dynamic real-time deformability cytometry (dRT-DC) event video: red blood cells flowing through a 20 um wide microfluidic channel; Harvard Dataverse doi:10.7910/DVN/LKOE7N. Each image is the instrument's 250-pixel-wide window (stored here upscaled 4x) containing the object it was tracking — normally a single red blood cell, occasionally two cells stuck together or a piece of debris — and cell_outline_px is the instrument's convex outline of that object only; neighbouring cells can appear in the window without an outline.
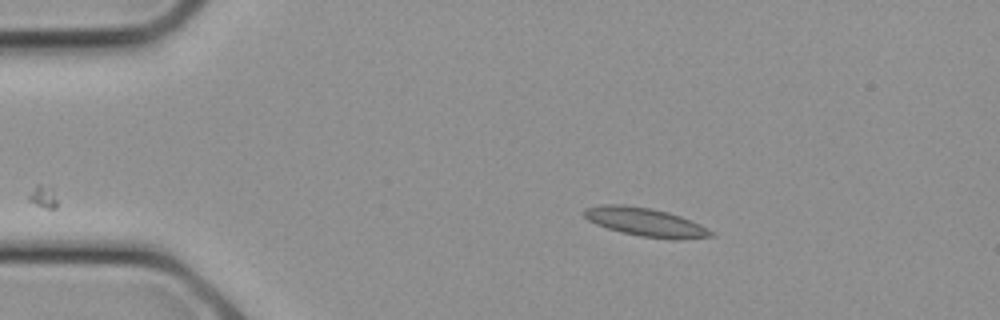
{"species": "common noctule bat (a hibernating species)", "species_latin": "Nyctalus noctula", "temperature_condition": "cold", "stored_images_in_passage": 14, "camera_frame_rate_fps": 3000, "um_per_image_px": 0.085, "animal": {"sex": "female", "body_mass_g": 21.9}, "frame": {"image": 1, "passage_image": 1, "time_ms": 0.0, "image_size_px": [1000, 320], "cell_outline_px": [[716, 236], [680, 240], [672, 240], [640, 236], [620, 232], [596, 224], [588, 220], [584, 216], [584, 208], [604, 204], [624, 204], [652, 208], [668, 212], [680, 216], [700, 224], [712, 232]], "centroid_in_image_um": [54.87, 18.88], "position_along_channel_um": 30.1, "area_um2": 21.21}}
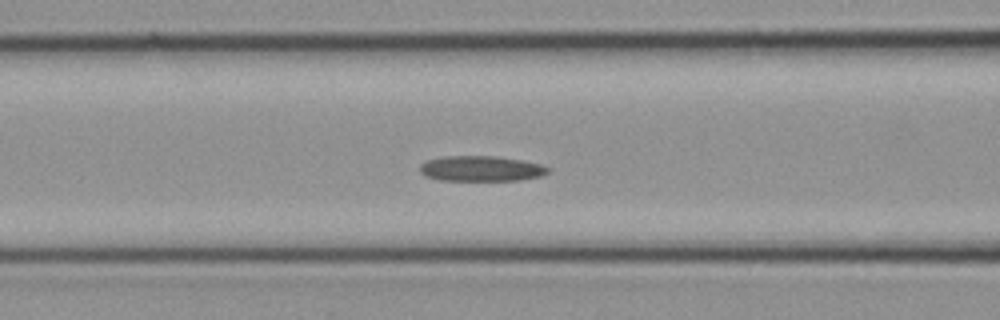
{"frame": {"image": 2, "passage_image": 7, "time_ms": 2.0, "image_size_px": [1000, 320], "cell_outline_px": [[548, 172], [540, 176], [520, 180], [440, 180], [428, 176], [420, 172], [420, 164], [428, 160], [444, 156], [496, 156], [524, 160], [540, 164], [548, 168]], "centroid_in_image_um": [40.9, 14.32], "position_along_channel_um": 125.7, "area_um2": 18.79}}
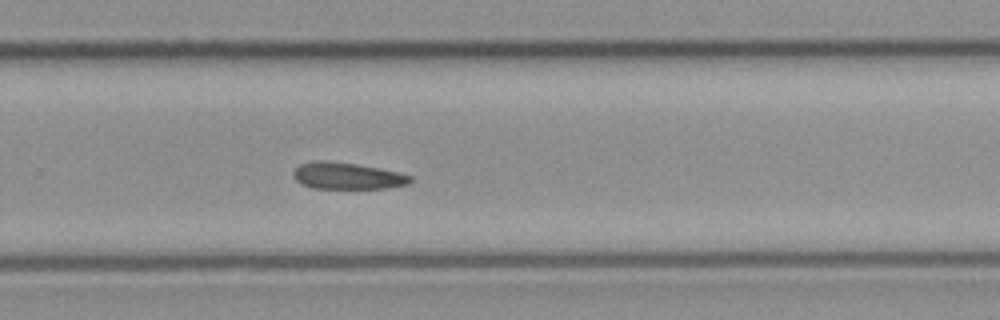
{"frame": {"image": 3, "passage_image": 14, "time_ms": 4.333, "image_size_px": [1000, 320], "cell_outline_px": [[412, 180], [408, 184], [388, 188], [312, 188], [300, 184], [292, 176], [292, 172], [300, 164], [316, 160], [328, 160], [356, 164], [400, 172], [412, 176]], "centroid_in_image_um": [29.49, 14.94], "position_along_channel_um": 300.3, "area_um2": 18.32}}